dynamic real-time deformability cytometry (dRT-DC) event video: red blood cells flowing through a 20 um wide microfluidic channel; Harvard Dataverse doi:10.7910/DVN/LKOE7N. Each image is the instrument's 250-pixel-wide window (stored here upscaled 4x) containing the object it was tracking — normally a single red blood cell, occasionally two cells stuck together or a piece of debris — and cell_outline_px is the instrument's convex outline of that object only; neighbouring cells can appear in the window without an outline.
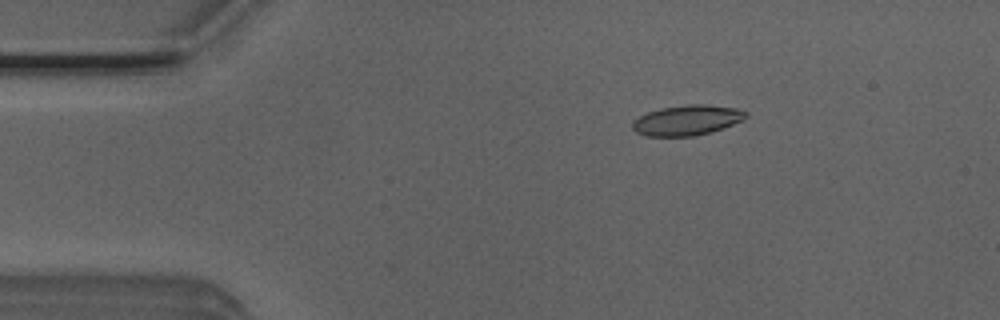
{"species": "Egyptian fruit bat (a non-hibernating species)", "species_latin": "Rousettus aegyptiacus", "temperature_condition": "room temperature", "stored_images_in_passage": 48, "camera_frame_rate_fps": 3000, "um_per_image_px": 0.085, "animal": {"sex": "male"}, "frame": {"image": 1, "passage_image": 4, "time_ms": 1.0, "image_size_px": [1000, 320], "cell_outline_px": [[748, 116], [744, 120], [712, 132], [696, 136], [648, 136], [636, 132], [632, 128], [632, 120], [648, 112], [660, 108], [684, 104], [708, 104], [736, 108], [748, 112]], "centroid_in_image_um": [58.42, 10.21], "position_along_channel_um": 26.6, "area_um2": 20.23}}
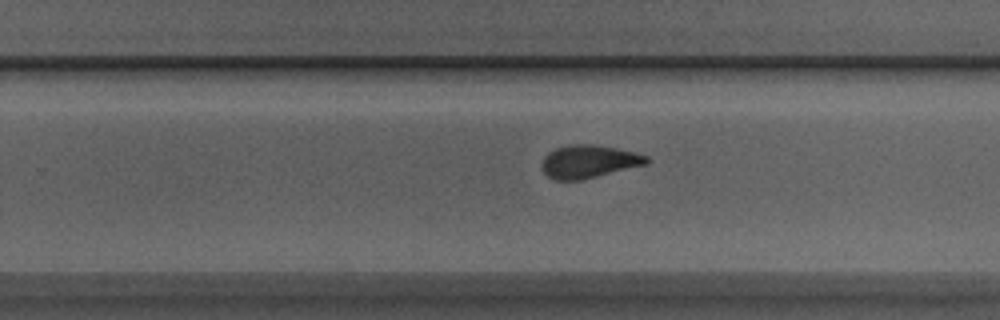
{"frame": {"image": 2, "passage_image": 28, "time_ms": 9.0, "image_size_px": [1000, 320], "cell_outline_px": [[648, 164], [580, 180], [556, 180], [548, 176], [544, 172], [540, 164], [544, 156], [548, 152], [556, 148], [568, 144], [592, 144], [616, 148], [648, 156]], "centroid_in_image_um": [50.01, 13.72], "position_along_channel_um": 279.8, "area_um2": 20.06}}
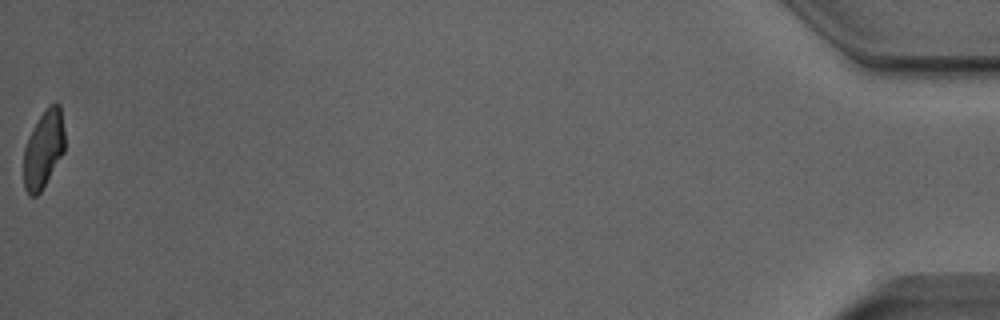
{"frame": {"image": 3, "passage_image": 48, "time_ms": 15.667, "image_size_px": [1000, 320], "cell_outline_px": [[64, 152], [40, 192], [36, 196], [28, 196], [24, 188], [24, 148], [28, 136], [40, 116], [48, 104], [60, 104], [64, 128]], "centroid_in_image_um": [3.69, 12.68], "position_along_channel_um": 431.5, "area_um2": 18.55}, "authors_computed_cell_mechanics": {"area_um2": 20.2011, "velocity_mm_per_s": 3.8892, "shape_relaxation_time_tau1_ms": 5.2053, "shape_relaxation_time_tau2_ms": 2.022, "deformation_change_tau1": 0.1616, "deformation_change_tau2": 0.079}}